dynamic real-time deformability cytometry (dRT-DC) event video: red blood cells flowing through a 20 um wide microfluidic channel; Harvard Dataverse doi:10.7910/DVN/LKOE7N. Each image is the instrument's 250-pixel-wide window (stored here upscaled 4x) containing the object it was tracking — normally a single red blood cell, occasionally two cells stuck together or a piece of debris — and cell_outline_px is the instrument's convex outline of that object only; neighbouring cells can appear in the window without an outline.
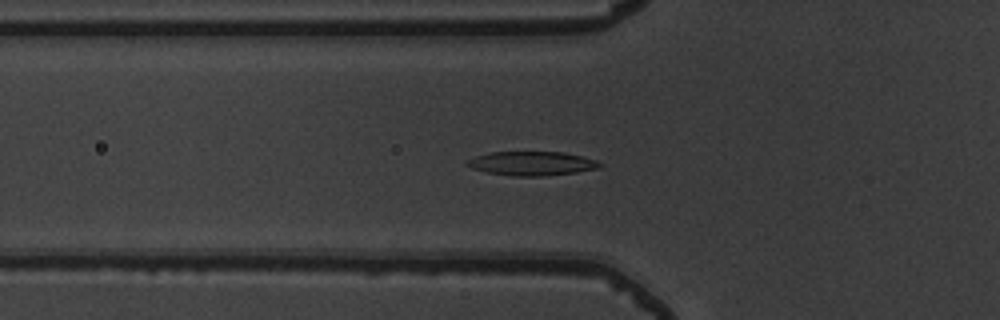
{"species": "common noctule bat (a hibernating species)", "species_latin": "Nyctalus noctula", "temperature_condition": "warm", "stored_images_in_passage": 49, "camera_frame_rate_fps": 3000, "um_per_image_px": 0.085, "animal": {"sex": "male", "body_mass_g": 19.5, "forearm_length_mm": 54.6}, "frame": {"image": 1, "passage_image": 15, "time_ms": 4.667, "image_size_px": [1000, 320], "cell_outline_px": [[604, 164], [600, 168], [576, 172], [540, 176], [512, 176], [488, 172], [472, 168], [464, 164], [468, 160], [476, 156], [492, 152], [564, 152], [596, 160]], "centroid_in_image_um": [45.23, 13.89], "position_along_channel_um": 80.6, "area_um2": 18.44}}
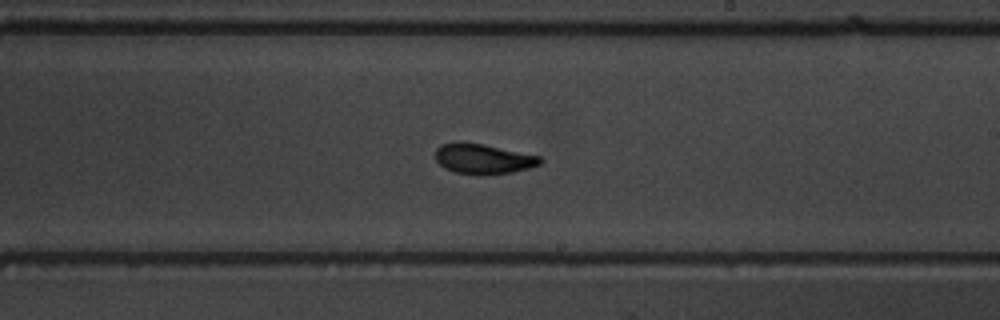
{"frame": {"image": 2, "passage_image": 28, "time_ms": 9.0, "image_size_px": [1000, 320], "cell_outline_px": [[544, 160], [540, 164], [528, 168], [512, 172], [484, 176], [480, 176], [456, 172], [444, 168], [436, 160], [436, 148], [440, 144], [456, 140], [484, 144], [540, 156]], "centroid_in_image_um": [41.04, 13.49], "position_along_channel_um": 248.0, "area_um2": 18.79}}
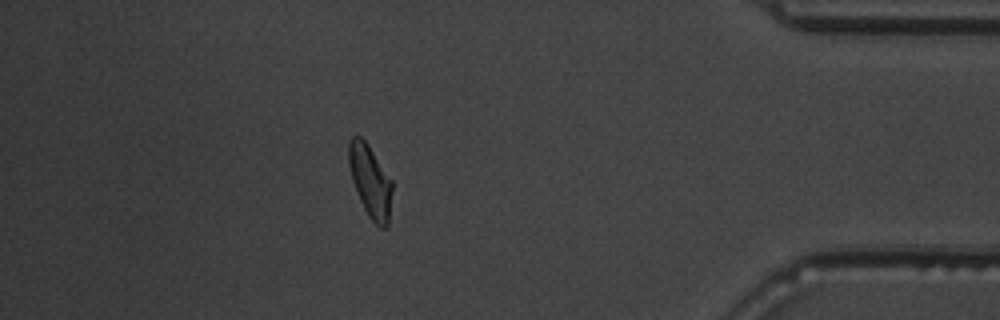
{"frame": {"image": 3, "passage_image": 43, "time_ms": 14.0, "image_size_px": [1000, 320], "cell_outline_px": [[392, 192], [388, 228], [380, 228], [368, 216], [360, 200], [352, 180], [348, 164], [348, 144], [352, 136], [360, 136], [368, 144], [392, 180]], "centroid_in_image_um": [31.48, 15.41], "position_along_channel_um": 403.7, "area_um2": 18.38}, "authors_computed_cell_mechanics": {"area_um2": 18.3226, "velocity_mm_per_s": 3.8601, "shape_relaxation_time_tau1_ms": 3.0491, "shape_relaxation_time_tau2_ms": 1.8063, "deformation_change_tau1": 0.1534, "deformation_change_tau2": 0.0829}}